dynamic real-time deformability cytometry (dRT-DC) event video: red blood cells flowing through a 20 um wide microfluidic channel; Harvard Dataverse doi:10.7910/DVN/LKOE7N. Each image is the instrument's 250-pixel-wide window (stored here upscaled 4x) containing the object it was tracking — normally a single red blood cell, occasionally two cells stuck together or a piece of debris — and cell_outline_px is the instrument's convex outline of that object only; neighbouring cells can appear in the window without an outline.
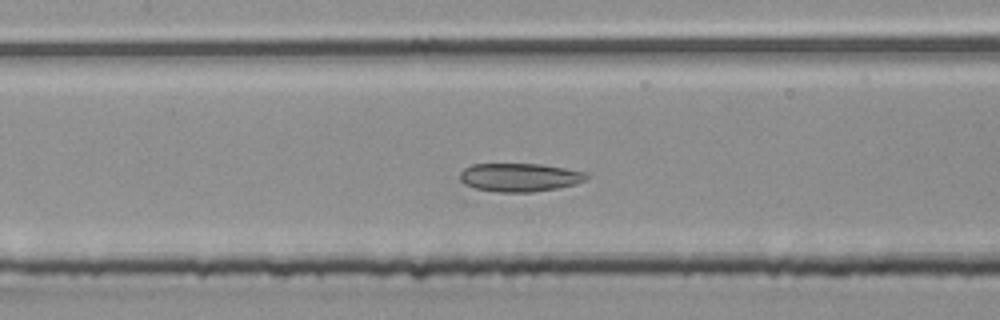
{"species": "common noctule bat (a hibernating species)", "species_latin": "Nyctalus noctula", "temperature_condition": "room temperature", "stored_images_in_passage": 52, "segment_of_instrument_passage": [2, 2], "camera_frame_rate_fps": 3000, "um_per_image_px": 0.085, "animal": {"sex": "male", "body_mass_g": 20.4}, "frame": {"image": 1, "passage_image": 23, "time_ms": 7.333, "image_size_px": [1000, 320], "cell_outline_px": [[588, 176], [584, 180], [576, 184], [560, 188], [532, 192], [496, 192], [476, 188], [464, 184], [460, 180], [460, 172], [464, 168], [472, 164], [540, 164], [588, 172]], "centroid_in_image_um": [44.17, 15.08], "position_along_channel_um": 163.2, "area_um2": 21.04}}
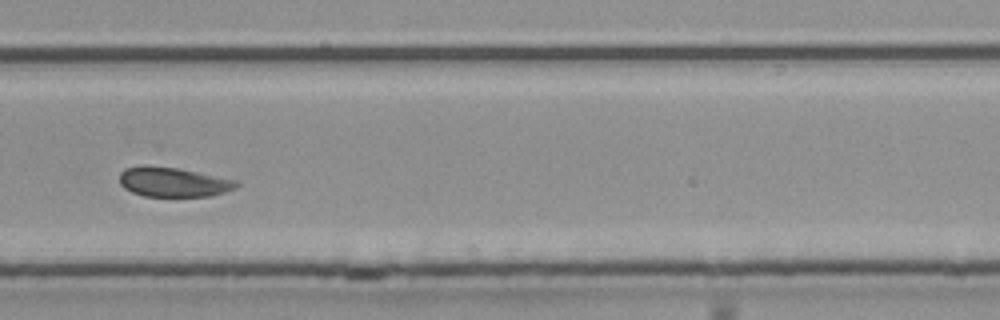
{"frame": {"image": 2, "passage_image": 35, "time_ms": 11.333, "image_size_px": [1000, 320], "cell_outline_px": [[240, 184], [236, 188], [224, 192], [208, 196], [144, 196], [132, 192], [124, 188], [120, 184], [120, 172], [124, 168], [140, 164], [148, 164], [180, 168], [240, 180]], "centroid_in_image_um": [14.73, 15.44], "position_along_channel_um": 315.1, "area_um2": 20.69}}
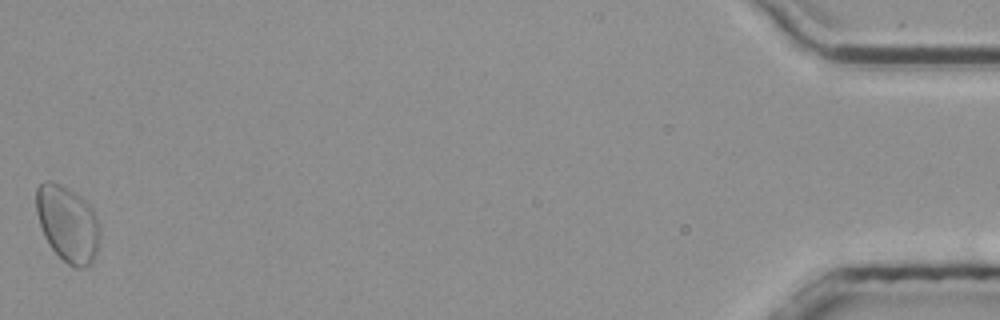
{"frame": {"image": 3, "passage_image": 52, "time_ms": 17.0, "image_size_px": [1000, 320], "cell_outline_px": [[100, 240], [96, 256], [88, 264], [80, 268], [76, 268], [68, 264], [52, 248], [44, 236], [36, 212], [36, 188], [44, 180], [52, 180], [76, 192], [92, 208], [100, 224]], "centroid_in_image_um": [5.76, 18.99], "position_along_channel_um": 429.4, "area_um2": 28.32}}